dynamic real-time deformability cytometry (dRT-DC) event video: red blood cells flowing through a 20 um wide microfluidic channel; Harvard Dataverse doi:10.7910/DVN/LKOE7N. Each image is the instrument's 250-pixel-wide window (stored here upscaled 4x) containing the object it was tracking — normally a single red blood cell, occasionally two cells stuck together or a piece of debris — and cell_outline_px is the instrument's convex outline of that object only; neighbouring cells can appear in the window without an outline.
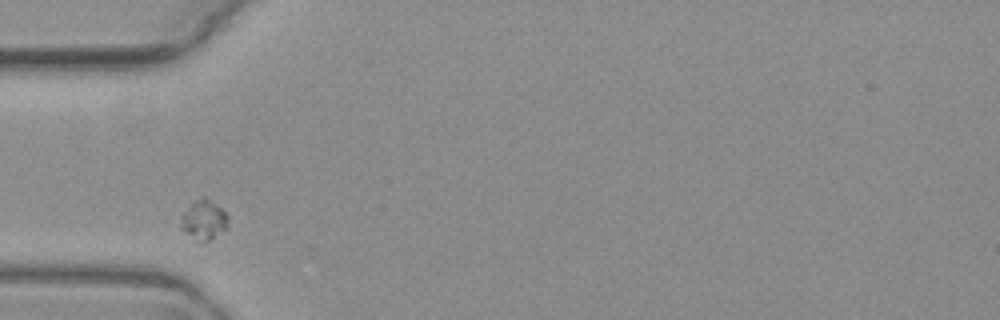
{"species": "common noctule bat (a hibernating species)", "species_latin": "Nyctalus noctula", "temperature_condition": "warm", "stored_images_in_passage": 5, "camera_frame_rate_fps": 3000, "um_per_image_px": 0.085, "animal": {"sex": "female", "body_mass_g": 19.3, "forearm_length_mm": 54.1}, "frame": {"image": 1, "passage_image": 1, "time_ms": 0.0, "image_size_px": [1000, 320], "cell_outline_px": [[228, 224], [224, 228], [204, 244], [188, 232], [184, 228], [180, 216], [192, 204], [204, 196], [216, 204], [228, 216]], "centroid_in_image_um": [17.36, 18.67], "position_along_channel_um": 67.6, "area_um2": 10.12}}
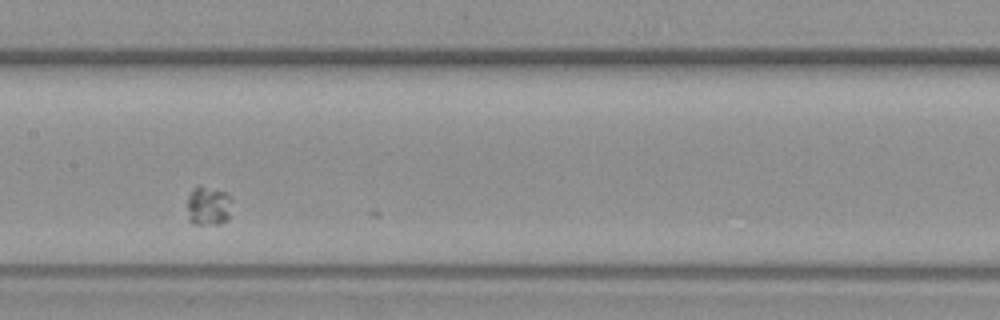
{"frame": {"image": 2, "passage_image": 4, "time_ms": 3.667, "image_size_px": [1000, 320], "cell_outline_px": [[232, 200], [228, 220], [220, 224], [196, 224], [188, 220], [188, 196], [200, 184], [224, 192]], "centroid_in_image_um": [17.72, 17.51], "position_along_channel_um": 189.7, "area_um2": 10.17}}
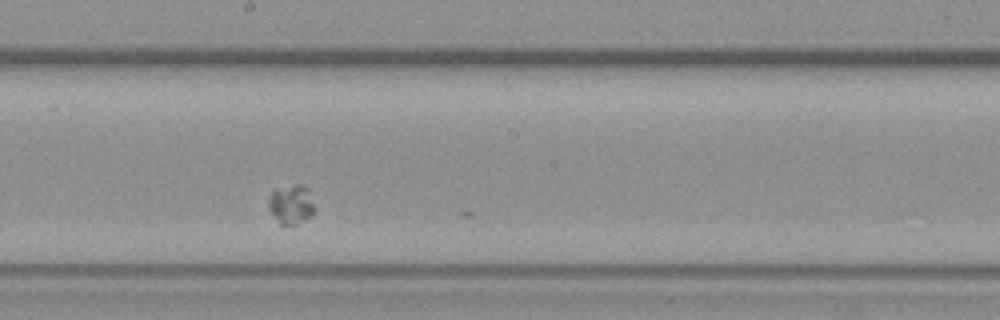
{"frame": {"image": 3, "passage_image": 5, "time_ms": 4.667, "image_size_px": [1000, 320], "cell_outline_px": [[316, 208], [308, 216], [296, 224], [280, 224], [268, 208], [268, 200], [272, 192], [276, 188], [300, 184], [308, 188]], "centroid_in_image_um": [24.74, 17.34], "position_along_channel_um": 223.5, "area_um2": 10.35}}